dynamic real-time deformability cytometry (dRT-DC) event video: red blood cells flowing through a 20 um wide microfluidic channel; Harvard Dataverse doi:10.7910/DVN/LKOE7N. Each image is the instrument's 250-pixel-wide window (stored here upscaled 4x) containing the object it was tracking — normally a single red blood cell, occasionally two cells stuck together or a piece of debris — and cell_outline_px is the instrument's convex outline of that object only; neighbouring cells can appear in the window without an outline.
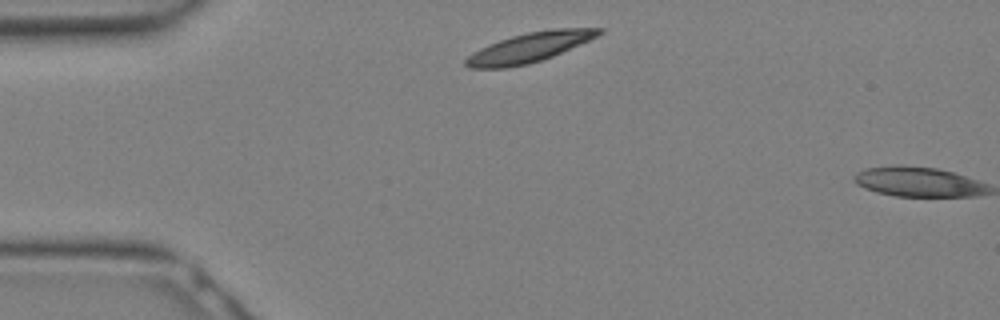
{"species": "Egyptian fruit bat (a non-hibernating species)", "species_latin": "Rousettus aegyptiacus", "temperature_condition": "warm", "stored_images_in_passage": 2, "camera_frame_rate_fps": 3000, "um_per_image_px": 0.085, "animal": {"sex": "female"}, "frame": {"image": 1, "passage_image": 1, "time_ms": 0.0, "image_size_px": [1000, 320], "cell_outline_px": [[604, 32], [580, 44], [552, 56], [528, 64], [508, 68], [468, 68], [464, 64], [464, 60], [472, 52], [488, 44], [512, 36], [528, 32], [552, 28], [604, 28]], "centroid_in_image_um": [44.96, 4.03], "position_along_channel_um": 40.0, "area_um2": 22.83}}